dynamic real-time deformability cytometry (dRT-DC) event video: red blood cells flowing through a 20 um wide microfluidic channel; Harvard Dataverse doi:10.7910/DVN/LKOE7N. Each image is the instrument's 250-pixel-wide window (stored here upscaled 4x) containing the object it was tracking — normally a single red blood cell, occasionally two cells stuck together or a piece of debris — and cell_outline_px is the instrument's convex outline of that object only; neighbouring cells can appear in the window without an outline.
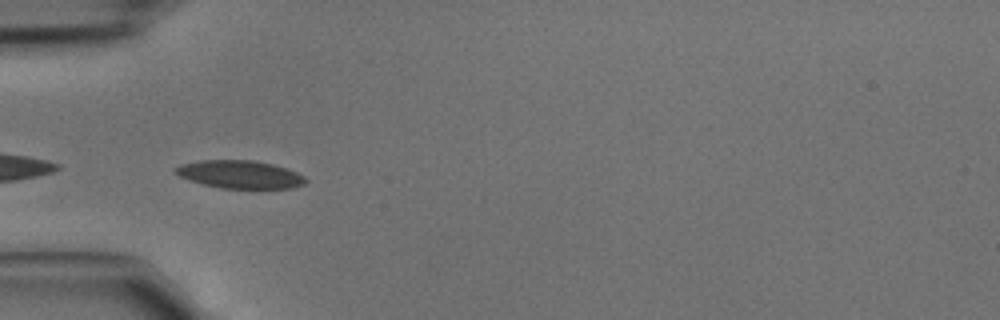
{"species": "common noctule bat (a hibernating species)", "species_latin": "Nyctalus noctula", "temperature_condition": "cold", "stored_images_in_passage": 12, "camera_frame_rate_fps": 3000, "um_per_image_px": 0.085, "animal": {"sex": "male", "body_mass_g": 15.6}, "frame": {"image": 1, "passage_image": 10, "time_ms": 3.0, "image_size_px": [1000, 320], "cell_outline_px": [[308, 180], [304, 184], [292, 188], [220, 188], [204, 184], [180, 176], [172, 172], [172, 168], [180, 164], [200, 160], [256, 160], [288, 168], [304, 176]], "centroid_in_image_um": [20.39, 14.81], "position_along_channel_um": 64.6, "area_um2": 21.27}}